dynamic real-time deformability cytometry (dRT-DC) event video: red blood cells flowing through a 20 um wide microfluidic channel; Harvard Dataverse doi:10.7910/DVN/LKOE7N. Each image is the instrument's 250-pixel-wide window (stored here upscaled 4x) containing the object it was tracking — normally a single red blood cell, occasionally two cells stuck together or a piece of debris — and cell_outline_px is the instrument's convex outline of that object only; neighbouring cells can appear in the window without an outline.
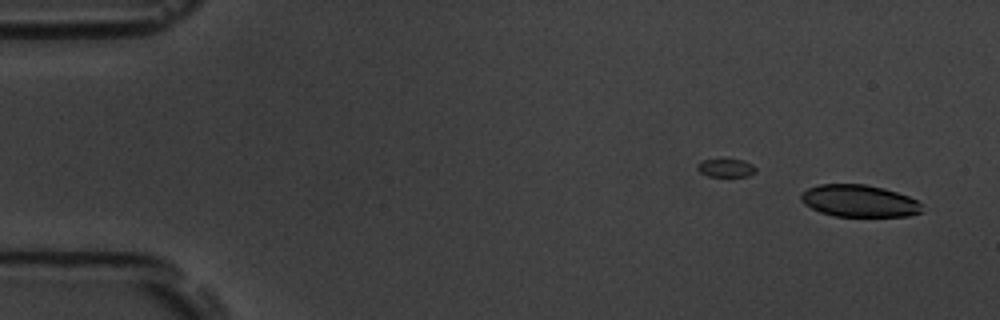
{"species": "common noctule bat (a hibernating species)", "species_latin": "Nyctalus noctula", "temperature_condition": "room temperature", "stored_images_in_passage": 3, "camera_frame_rate_fps": 3000, "um_per_image_px": 0.085, "animal": {"sex": "male", "body_mass_g": 19.5, "forearm_length_mm": 54.6}, "frame": {"image": 1, "passage_image": 3, "time_ms": 2.333, "image_size_px": [1000, 320], "cell_outline_px": [[924, 212], [908, 216], [836, 216], [820, 212], [804, 204], [800, 200], [800, 192], [808, 188], [820, 184], [864, 184], [884, 188], [908, 196], [916, 200], [920, 204]], "centroid_in_image_um": [73.01, 17.07], "position_along_channel_um": 12.0, "area_um2": 22.66}}